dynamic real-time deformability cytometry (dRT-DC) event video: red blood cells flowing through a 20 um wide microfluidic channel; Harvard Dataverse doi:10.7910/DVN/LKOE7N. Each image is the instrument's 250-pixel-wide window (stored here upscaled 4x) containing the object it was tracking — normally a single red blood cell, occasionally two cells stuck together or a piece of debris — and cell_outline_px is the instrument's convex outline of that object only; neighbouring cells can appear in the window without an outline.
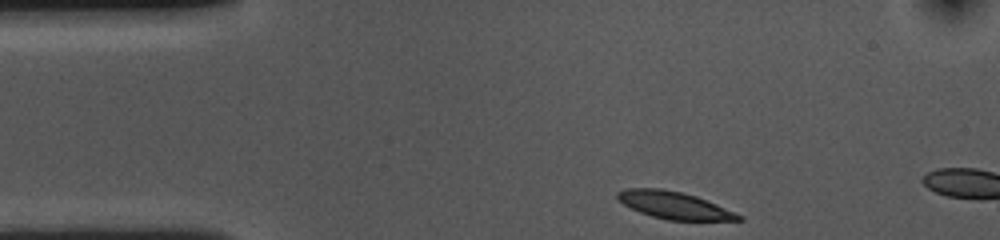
{"species": "common noctule bat (a hibernating species)", "species_latin": "Nyctalus noctula", "temperature_condition": "cold", "stored_images_in_passage": 5, "camera_frame_rate_fps": 3000, "um_per_image_px": 0.085, "animal": {"sex": "female", "body_mass_g": 10.0, "forearm_length_mm": 53.1}, "frame": {"image": 1, "passage_image": 1, "time_ms": 0.0, "image_size_px": [1000, 240], "cell_outline_px": [[744, 220], [668, 220], [652, 216], [640, 212], [616, 200], [616, 192], [624, 188], [660, 188], [680, 192], [696, 196], [716, 204], [744, 216]], "centroid_in_image_um": [57.27, 17.44], "position_along_channel_um": 27.7, "area_um2": 19.13}}